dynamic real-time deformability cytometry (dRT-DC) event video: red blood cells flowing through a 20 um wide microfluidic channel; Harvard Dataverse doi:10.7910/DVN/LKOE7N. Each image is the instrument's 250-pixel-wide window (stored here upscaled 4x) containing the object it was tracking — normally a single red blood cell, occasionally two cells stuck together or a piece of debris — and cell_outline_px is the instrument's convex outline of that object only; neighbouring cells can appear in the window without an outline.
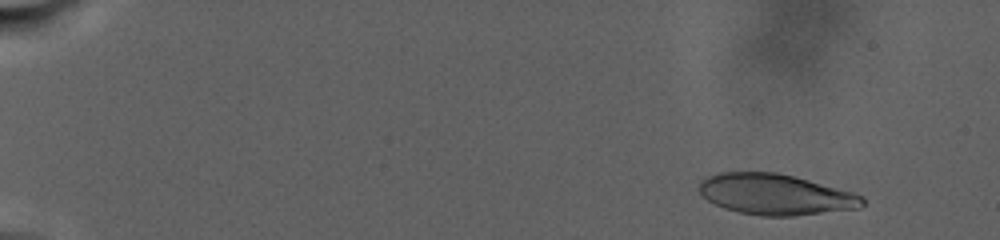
{"species": "human", "species_latin": "Homo sapiens", "temperature_condition": "warm", "stored_images_in_passage": 29, "camera_frame_rate_fps": 3000, "um_per_image_px": 0.085, "donor": {"sex": "male"}, "frame": {"image": 1, "passage_image": 3, "time_ms": 2.333, "image_size_px": [1000, 240], "cell_outline_px": [[864, 204], [860, 208], [792, 216], [760, 216], [740, 212], [724, 208], [708, 200], [700, 192], [700, 180], [708, 176], [720, 172], [776, 172], [808, 180], [852, 192], [864, 196]], "centroid_in_image_um": [65.92, 16.53], "position_along_channel_um": 19.1, "area_um2": 38.55}}
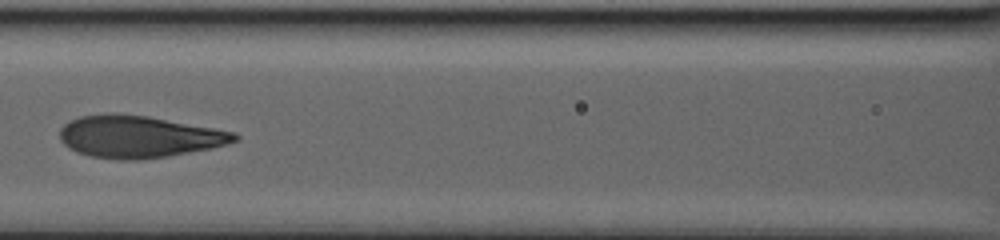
{"frame": {"image": 2, "passage_image": 17, "time_ms": 14.667, "image_size_px": [1000, 240], "cell_outline_px": [[240, 140], [228, 144], [212, 148], [168, 156], [136, 160], [120, 160], [92, 156], [76, 152], [68, 148], [60, 140], [60, 128], [68, 120], [80, 116], [108, 112], [120, 112], [148, 116], [236, 132], [240, 136]], "centroid_in_image_um": [11.79, 11.6], "position_along_channel_um": 154.8, "area_um2": 43.35}}
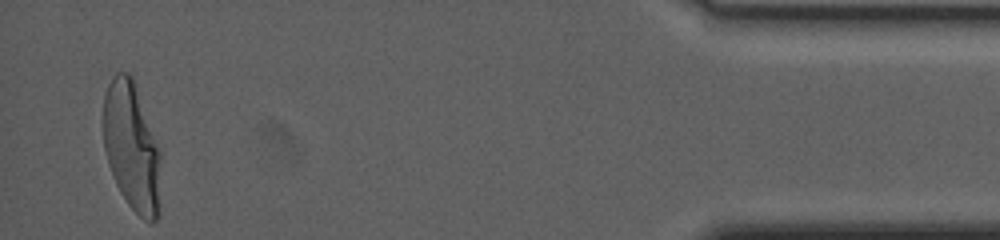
{"frame": {"image": 3, "passage_image": 29, "time_ms": 28.667, "image_size_px": [1000, 240], "cell_outline_px": [[160, 216], [152, 224], [148, 224], [128, 204], [120, 192], [116, 184], [108, 164], [104, 148], [100, 120], [104, 96], [108, 84], [112, 76], [116, 72], [128, 72], [132, 76], [160, 152]], "centroid_in_image_um": [11.16, 12.5], "position_along_channel_um": 424.0, "area_um2": 43.81}, "authors_computed_cell_mechanics": {"area_um2": 41.7316, "velocity_mm_per_s": 2.3851, "shape_relaxation_time_tau1_ms": 5.9626, "shape_relaxation_time_tau2_ms": null, "deformation_change_tau1": 0.2279, "deformation_change_tau2": null}}